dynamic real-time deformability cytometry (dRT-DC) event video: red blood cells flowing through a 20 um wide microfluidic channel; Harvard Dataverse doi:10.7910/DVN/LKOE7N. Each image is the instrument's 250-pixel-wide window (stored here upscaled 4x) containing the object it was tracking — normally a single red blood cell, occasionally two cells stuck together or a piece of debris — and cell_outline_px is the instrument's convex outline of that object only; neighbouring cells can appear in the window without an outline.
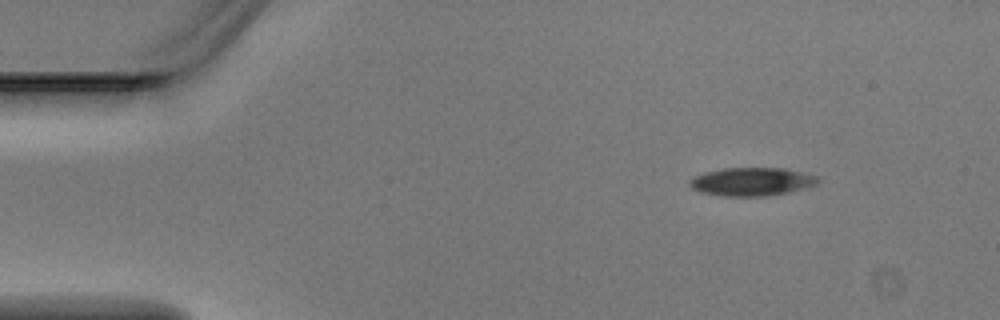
{"species": "Egyptian fruit bat (a non-hibernating species)", "species_latin": "Rousettus aegyptiacus", "temperature_condition": "warm", "stored_images_in_passage": 4, "segment_of_instrument_passage": [1, 2], "camera_frame_rate_fps": 3000, "um_per_image_px": 0.085, "animal": {"sex": "male"}, "frame": {"image": 1, "passage_image": 1, "time_ms": 0.0, "image_size_px": [1000, 320], "cell_outline_px": [[820, 180], [816, 184], [788, 192], [764, 196], [720, 196], [700, 192], [692, 188], [688, 184], [688, 180], [704, 172], [724, 168], [784, 168], [820, 176]], "centroid_in_image_um": [63.88, 15.44], "position_along_channel_um": 21.1, "area_um2": 21.15}}
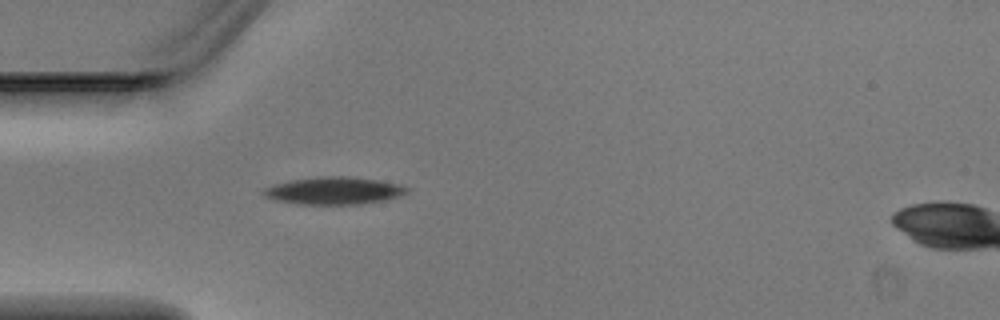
{"frame": {"image": 2, "passage_image": 3, "time_ms": 0.667, "image_size_px": [1000, 320], "cell_outline_px": [[408, 192], [400, 196], [388, 200], [360, 204], [296, 204], [276, 200], [264, 196], [260, 192], [264, 188], [276, 184], [292, 180], [320, 176], [344, 176], [380, 180], [400, 184], [408, 188]], "centroid_in_image_um": [28.41, 16.21], "position_along_channel_um": 56.6, "area_um2": 23.0}}